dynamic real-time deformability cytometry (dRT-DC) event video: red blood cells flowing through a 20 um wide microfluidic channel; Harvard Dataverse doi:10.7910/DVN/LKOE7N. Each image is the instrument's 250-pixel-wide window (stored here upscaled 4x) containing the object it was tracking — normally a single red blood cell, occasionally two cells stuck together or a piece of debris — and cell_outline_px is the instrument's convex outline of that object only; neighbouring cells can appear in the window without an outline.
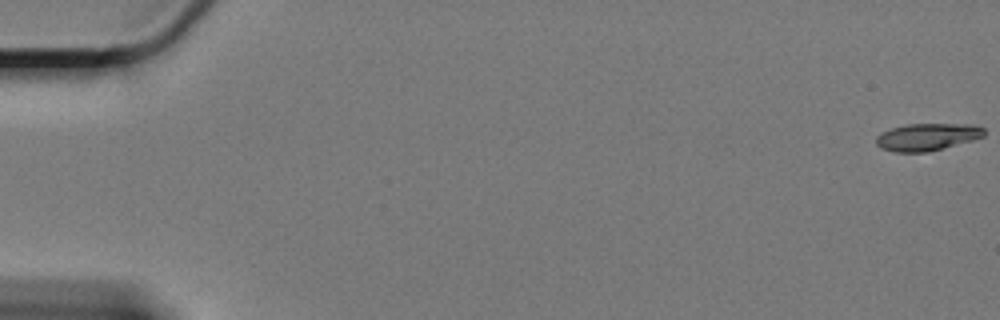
{"species": "Egyptian fruit bat (a non-hibernating species)", "species_latin": "Rousettus aegyptiacus", "temperature_condition": "cold", "stored_images_in_passage": 14, "camera_frame_rate_fps": 3000, "um_per_image_px": 0.085, "animal": {"sex": "female"}, "frame": {"image": 1, "passage_image": 1, "time_ms": 0.0, "image_size_px": [1000, 320], "cell_outline_px": [[984, 136], [972, 140], [928, 152], [896, 152], [880, 148], [876, 144], [876, 136], [880, 132], [892, 128], [908, 124], [972, 124], [984, 128]], "centroid_in_image_um": [78.78, 11.64], "position_along_channel_um": 6.2, "area_um2": 17.11}}